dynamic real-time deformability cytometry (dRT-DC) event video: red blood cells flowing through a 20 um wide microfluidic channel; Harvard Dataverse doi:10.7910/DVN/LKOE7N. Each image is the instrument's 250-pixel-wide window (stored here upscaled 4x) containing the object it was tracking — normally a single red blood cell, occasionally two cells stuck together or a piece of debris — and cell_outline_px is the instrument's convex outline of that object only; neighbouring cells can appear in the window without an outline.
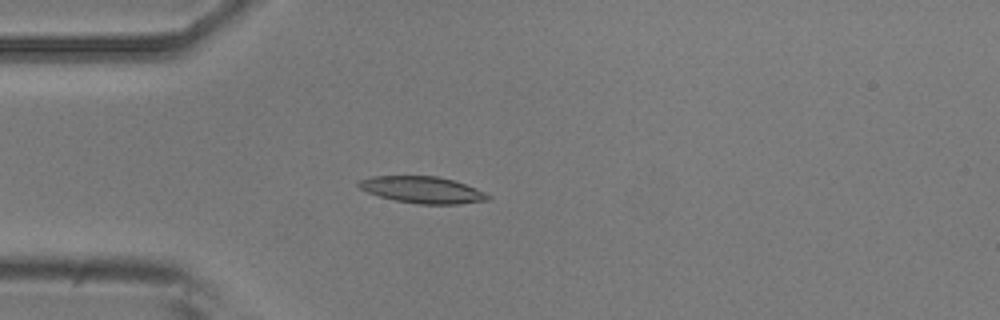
{"species": "common noctule bat (a hibernating species)", "species_latin": "Nyctalus noctula", "temperature_condition": "room temperature", "stored_images_in_passage": 5, "camera_frame_rate_fps": 3000, "um_per_image_px": 0.085, "animal": {"sex": "male", "body_mass_g": 20.5, "forearm_length_mm": 52.5}, "frame": {"image": 1, "passage_image": 5, "time_ms": 4.667, "image_size_px": [1000, 320], "cell_outline_px": [[492, 196], [488, 200], [460, 204], [420, 204], [396, 200], [380, 196], [368, 192], [360, 188], [356, 184], [360, 180], [372, 176], [436, 176], [452, 180], [476, 188]], "centroid_in_image_um": [35.92, 16.13], "position_along_channel_um": 49.1, "area_um2": 19.88}}